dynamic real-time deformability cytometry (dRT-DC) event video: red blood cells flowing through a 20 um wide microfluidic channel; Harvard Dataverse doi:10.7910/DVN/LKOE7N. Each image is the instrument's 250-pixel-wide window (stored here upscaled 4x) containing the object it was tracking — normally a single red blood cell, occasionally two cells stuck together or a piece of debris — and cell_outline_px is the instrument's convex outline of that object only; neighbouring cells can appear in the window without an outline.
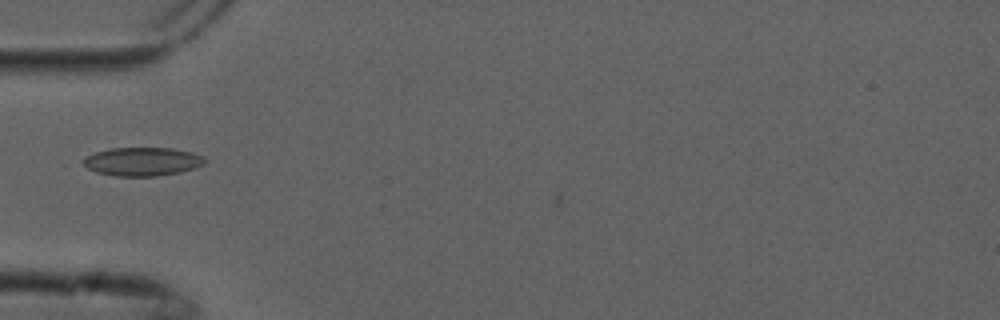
{"species": "common noctule bat (a hibernating species)", "species_latin": "Nyctalus noctula", "temperature_condition": "cold", "stored_images_in_passage": 6, "camera_frame_rate_fps": 3000, "um_per_image_px": 0.085, "animal": {"sex": "male", "forearm_length_mm": 52.5}, "frame": {"image": 1, "passage_image": 6, "time_ms": 1.667, "image_size_px": [1000, 320], "cell_outline_px": [[204, 164], [180, 172], [156, 176], [112, 176], [96, 172], [88, 168], [80, 160], [84, 156], [96, 152], [112, 148], [172, 148], [192, 152], [204, 156]], "centroid_in_image_um": [12.06, 13.73], "position_along_channel_um": 72.9, "area_um2": 20.23}}